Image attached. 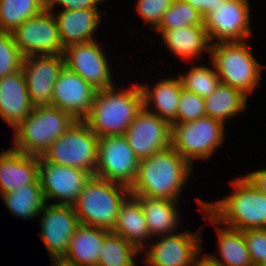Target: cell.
<instances>
[{
    "label": "cell",
    "instance_id": "obj_1",
    "mask_svg": "<svg viewBox=\"0 0 266 266\" xmlns=\"http://www.w3.org/2000/svg\"><path fill=\"white\" fill-rule=\"evenodd\" d=\"M191 164L171 146L139 162L136 179L129 188L134 197L177 201L190 175Z\"/></svg>",
    "mask_w": 266,
    "mask_h": 266
},
{
    "label": "cell",
    "instance_id": "obj_2",
    "mask_svg": "<svg viewBox=\"0 0 266 266\" xmlns=\"http://www.w3.org/2000/svg\"><path fill=\"white\" fill-rule=\"evenodd\" d=\"M231 195L214 203L197 198L201 211L213 224L237 230L266 229V194L259 191L245 176L231 181Z\"/></svg>",
    "mask_w": 266,
    "mask_h": 266
},
{
    "label": "cell",
    "instance_id": "obj_3",
    "mask_svg": "<svg viewBox=\"0 0 266 266\" xmlns=\"http://www.w3.org/2000/svg\"><path fill=\"white\" fill-rule=\"evenodd\" d=\"M115 87L98 90L91 111L84 119L98 136L124 135L144 107L141 87L134 85L116 91Z\"/></svg>",
    "mask_w": 266,
    "mask_h": 266
},
{
    "label": "cell",
    "instance_id": "obj_4",
    "mask_svg": "<svg viewBox=\"0 0 266 266\" xmlns=\"http://www.w3.org/2000/svg\"><path fill=\"white\" fill-rule=\"evenodd\" d=\"M76 121L69 113L52 105L37 106L14 128L13 149L42 157L53 141L60 138Z\"/></svg>",
    "mask_w": 266,
    "mask_h": 266
},
{
    "label": "cell",
    "instance_id": "obj_5",
    "mask_svg": "<svg viewBox=\"0 0 266 266\" xmlns=\"http://www.w3.org/2000/svg\"><path fill=\"white\" fill-rule=\"evenodd\" d=\"M128 187L92 176L73 204L79 223L112 231Z\"/></svg>",
    "mask_w": 266,
    "mask_h": 266
},
{
    "label": "cell",
    "instance_id": "obj_6",
    "mask_svg": "<svg viewBox=\"0 0 266 266\" xmlns=\"http://www.w3.org/2000/svg\"><path fill=\"white\" fill-rule=\"evenodd\" d=\"M210 54L221 83L239 90L247 97L259 84L263 66L255 60L244 41H215L211 44Z\"/></svg>",
    "mask_w": 266,
    "mask_h": 266
},
{
    "label": "cell",
    "instance_id": "obj_7",
    "mask_svg": "<svg viewBox=\"0 0 266 266\" xmlns=\"http://www.w3.org/2000/svg\"><path fill=\"white\" fill-rule=\"evenodd\" d=\"M99 137L84 120H76L53 141L42 155L45 161L82 169L94 176L98 160Z\"/></svg>",
    "mask_w": 266,
    "mask_h": 266
},
{
    "label": "cell",
    "instance_id": "obj_8",
    "mask_svg": "<svg viewBox=\"0 0 266 266\" xmlns=\"http://www.w3.org/2000/svg\"><path fill=\"white\" fill-rule=\"evenodd\" d=\"M225 124L202 117L171 125L170 146L191 165L193 159H209L224 141Z\"/></svg>",
    "mask_w": 266,
    "mask_h": 266
},
{
    "label": "cell",
    "instance_id": "obj_9",
    "mask_svg": "<svg viewBox=\"0 0 266 266\" xmlns=\"http://www.w3.org/2000/svg\"><path fill=\"white\" fill-rule=\"evenodd\" d=\"M139 162L124 135L99 137L95 177L130 188L136 179Z\"/></svg>",
    "mask_w": 266,
    "mask_h": 266
},
{
    "label": "cell",
    "instance_id": "obj_10",
    "mask_svg": "<svg viewBox=\"0 0 266 266\" xmlns=\"http://www.w3.org/2000/svg\"><path fill=\"white\" fill-rule=\"evenodd\" d=\"M248 0H224L204 16L210 41L242 42L251 36Z\"/></svg>",
    "mask_w": 266,
    "mask_h": 266
},
{
    "label": "cell",
    "instance_id": "obj_11",
    "mask_svg": "<svg viewBox=\"0 0 266 266\" xmlns=\"http://www.w3.org/2000/svg\"><path fill=\"white\" fill-rule=\"evenodd\" d=\"M14 42L24 57L30 55L63 54L58 26L52 12L44 10L34 18L23 22L11 32Z\"/></svg>",
    "mask_w": 266,
    "mask_h": 266
},
{
    "label": "cell",
    "instance_id": "obj_12",
    "mask_svg": "<svg viewBox=\"0 0 266 266\" xmlns=\"http://www.w3.org/2000/svg\"><path fill=\"white\" fill-rule=\"evenodd\" d=\"M38 165V178L46 203L57 199L60 202L56 204L73 205L92 177L82 169L57 165L42 157H38Z\"/></svg>",
    "mask_w": 266,
    "mask_h": 266
},
{
    "label": "cell",
    "instance_id": "obj_13",
    "mask_svg": "<svg viewBox=\"0 0 266 266\" xmlns=\"http://www.w3.org/2000/svg\"><path fill=\"white\" fill-rule=\"evenodd\" d=\"M65 66L95 90L113 87L110 65L96 41L73 44L64 49Z\"/></svg>",
    "mask_w": 266,
    "mask_h": 266
},
{
    "label": "cell",
    "instance_id": "obj_14",
    "mask_svg": "<svg viewBox=\"0 0 266 266\" xmlns=\"http://www.w3.org/2000/svg\"><path fill=\"white\" fill-rule=\"evenodd\" d=\"M124 136L141 160L170 147L171 125L143 107Z\"/></svg>",
    "mask_w": 266,
    "mask_h": 266
},
{
    "label": "cell",
    "instance_id": "obj_15",
    "mask_svg": "<svg viewBox=\"0 0 266 266\" xmlns=\"http://www.w3.org/2000/svg\"><path fill=\"white\" fill-rule=\"evenodd\" d=\"M64 66L63 54L24 57L22 70L34 107L51 105L53 88Z\"/></svg>",
    "mask_w": 266,
    "mask_h": 266
},
{
    "label": "cell",
    "instance_id": "obj_16",
    "mask_svg": "<svg viewBox=\"0 0 266 266\" xmlns=\"http://www.w3.org/2000/svg\"><path fill=\"white\" fill-rule=\"evenodd\" d=\"M41 214L40 235L50 258L65 256L70 239L80 224L73 205L46 203Z\"/></svg>",
    "mask_w": 266,
    "mask_h": 266
},
{
    "label": "cell",
    "instance_id": "obj_17",
    "mask_svg": "<svg viewBox=\"0 0 266 266\" xmlns=\"http://www.w3.org/2000/svg\"><path fill=\"white\" fill-rule=\"evenodd\" d=\"M201 231L163 235L158 242L145 252L149 266H192L194 259L202 251Z\"/></svg>",
    "mask_w": 266,
    "mask_h": 266
},
{
    "label": "cell",
    "instance_id": "obj_18",
    "mask_svg": "<svg viewBox=\"0 0 266 266\" xmlns=\"http://www.w3.org/2000/svg\"><path fill=\"white\" fill-rule=\"evenodd\" d=\"M97 90L66 66L60 71L52 94L51 105L84 120L91 111Z\"/></svg>",
    "mask_w": 266,
    "mask_h": 266
},
{
    "label": "cell",
    "instance_id": "obj_19",
    "mask_svg": "<svg viewBox=\"0 0 266 266\" xmlns=\"http://www.w3.org/2000/svg\"><path fill=\"white\" fill-rule=\"evenodd\" d=\"M23 70L0 79V116L16 128L33 111Z\"/></svg>",
    "mask_w": 266,
    "mask_h": 266
},
{
    "label": "cell",
    "instance_id": "obj_20",
    "mask_svg": "<svg viewBox=\"0 0 266 266\" xmlns=\"http://www.w3.org/2000/svg\"><path fill=\"white\" fill-rule=\"evenodd\" d=\"M38 157L13 148L0 153V194L39 182Z\"/></svg>",
    "mask_w": 266,
    "mask_h": 266
},
{
    "label": "cell",
    "instance_id": "obj_21",
    "mask_svg": "<svg viewBox=\"0 0 266 266\" xmlns=\"http://www.w3.org/2000/svg\"><path fill=\"white\" fill-rule=\"evenodd\" d=\"M55 16L63 48L93 41L96 28L101 21L99 9L62 10Z\"/></svg>",
    "mask_w": 266,
    "mask_h": 266
},
{
    "label": "cell",
    "instance_id": "obj_22",
    "mask_svg": "<svg viewBox=\"0 0 266 266\" xmlns=\"http://www.w3.org/2000/svg\"><path fill=\"white\" fill-rule=\"evenodd\" d=\"M140 87L143 95L144 108L147 111L156 114L170 125L177 123L178 104L182 90L179 78L161 79L152 90L147 85H140ZM151 102L155 105V112L149 109Z\"/></svg>",
    "mask_w": 266,
    "mask_h": 266
},
{
    "label": "cell",
    "instance_id": "obj_23",
    "mask_svg": "<svg viewBox=\"0 0 266 266\" xmlns=\"http://www.w3.org/2000/svg\"><path fill=\"white\" fill-rule=\"evenodd\" d=\"M111 232L120 235L142 252L146 246L144 240L151 239V235L140 201L136 197L130 195L121 204Z\"/></svg>",
    "mask_w": 266,
    "mask_h": 266
},
{
    "label": "cell",
    "instance_id": "obj_24",
    "mask_svg": "<svg viewBox=\"0 0 266 266\" xmlns=\"http://www.w3.org/2000/svg\"><path fill=\"white\" fill-rule=\"evenodd\" d=\"M111 231L79 224L70 239L65 258L74 261L78 266H97L99 251L104 238Z\"/></svg>",
    "mask_w": 266,
    "mask_h": 266
},
{
    "label": "cell",
    "instance_id": "obj_25",
    "mask_svg": "<svg viewBox=\"0 0 266 266\" xmlns=\"http://www.w3.org/2000/svg\"><path fill=\"white\" fill-rule=\"evenodd\" d=\"M167 48L181 59H192L203 53H210L211 42L204 26L179 27L162 35ZM210 42V43H209Z\"/></svg>",
    "mask_w": 266,
    "mask_h": 266
},
{
    "label": "cell",
    "instance_id": "obj_26",
    "mask_svg": "<svg viewBox=\"0 0 266 266\" xmlns=\"http://www.w3.org/2000/svg\"><path fill=\"white\" fill-rule=\"evenodd\" d=\"M144 212L148 231L153 237L173 233L178 226L177 201L159 198L136 197Z\"/></svg>",
    "mask_w": 266,
    "mask_h": 266
},
{
    "label": "cell",
    "instance_id": "obj_27",
    "mask_svg": "<svg viewBox=\"0 0 266 266\" xmlns=\"http://www.w3.org/2000/svg\"><path fill=\"white\" fill-rule=\"evenodd\" d=\"M247 98L239 90L220 82L216 90L204 99L206 116L225 124V120L246 108Z\"/></svg>",
    "mask_w": 266,
    "mask_h": 266
},
{
    "label": "cell",
    "instance_id": "obj_28",
    "mask_svg": "<svg viewBox=\"0 0 266 266\" xmlns=\"http://www.w3.org/2000/svg\"><path fill=\"white\" fill-rule=\"evenodd\" d=\"M215 227L218 232V250L224 262L215 255L208 256L220 266H253L243 231Z\"/></svg>",
    "mask_w": 266,
    "mask_h": 266
},
{
    "label": "cell",
    "instance_id": "obj_29",
    "mask_svg": "<svg viewBox=\"0 0 266 266\" xmlns=\"http://www.w3.org/2000/svg\"><path fill=\"white\" fill-rule=\"evenodd\" d=\"M4 204L11 214L23 219L38 216L46 204L40 183L28 184L12 192L2 194Z\"/></svg>",
    "mask_w": 266,
    "mask_h": 266
},
{
    "label": "cell",
    "instance_id": "obj_30",
    "mask_svg": "<svg viewBox=\"0 0 266 266\" xmlns=\"http://www.w3.org/2000/svg\"><path fill=\"white\" fill-rule=\"evenodd\" d=\"M45 10V0H0V31L11 33Z\"/></svg>",
    "mask_w": 266,
    "mask_h": 266
},
{
    "label": "cell",
    "instance_id": "obj_31",
    "mask_svg": "<svg viewBox=\"0 0 266 266\" xmlns=\"http://www.w3.org/2000/svg\"><path fill=\"white\" fill-rule=\"evenodd\" d=\"M138 253L140 251L133 244L110 232L100 248L97 266H135L134 258Z\"/></svg>",
    "mask_w": 266,
    "mask_h": 266
},
{
    "label": "cell",
    "instance_id": "obj_32",
    "mask_svg": "<svg viewBox=\"0 0 266 266\" xmlns=\"http://www.w3.org/2000/svg\"><path fill=\"white\" fill-rule=\"evenodd\" d=\"M186 26H204V17L189 3L174 0L172 6L163 14L162 20L155 30L162 35L168 30Z\"/></svg>",
    "mask_w": 266,
    "mask_h": 266
},
{
    "label": "cell",
    "instance_id": "obj_33",
    "mask_svg": "<svg viewBox=\"0 0 266 266\" xmlns=\"http://www.w3.org/2000/svg\"><path fill=\"white\" fill-rule=\"evenodd\" d=\"M182 88L206 98L209 97L220 83L216 69L206 66H194L186 75H179Z\"/></svg>",
    "mask_w": 266,
    "mask_h": 266
},
{
    "label": "cell",
    "instance_id": "obj_34",
    "mask_svg": "<svg viewBox=\"0 0 266 266\" xmlns=\"http://www.w3.org/2000/svg\"><path fill=\"white\" fill-rule=\"evenodd\" d=\"M23 59L12 34L0 31V79L21 70Z\"/></svg>",
    "mask_w": 266,
    "mask_h": 266
},
{
    "label": "cell",
    "instance_id": "obj_35",
    "mask_svg": "<svg viewBox=\"0 0 266 266\" xmlns=\"http://www.w3.org/2000/svg\"><path fill=\"white\" fill-rule=\"evenodd\" d=\"M204 98L182 88L177 111V123L191 122L205 117Z\"/></svg>",
    "mask_w": 266,
    "mask_h": 266
},
{
    "label": "cell",
    "instance_id": "obj_36",
    "mask_svg": "<svg viewBox=\"0 0 266 266\" xmlns=\"http://www.w3.org/2000/svg\"><path fill=\"white\" fill-rule=\"evenodd\" d=\"M174 0H138L136 7L139 15L150 24L151 29H156L160 24L163 14L172 6Z\"/></svg>",
    "mask_w": 266,
    "mask_h": 266
},
{
    "label": "cell",
    "instance_id": "obj_37",
    "mask_svg": "<svg viewBox=\"0 0 266 266\" xmlns=\"http://www.w3.org/2000/svg\"><path fill=\"white\" fill-rule=\"evenodd\" d=\"M253 266L266 264V229L243 231Z\"/></svg>",
    "mask_w": 266,
    "mask_h": 266
},
{
    "label": "cell",
    "instance_id": "obj_38",
    "mask_svg": "<svg viewBox=\"0 0 266 266\" xmlns=\"http://www.w3.org/2000/svg\"><path fill=\"white\" fill-rule=\"evenodd\" d=\"M105 0H45V10L53 9L54 4L63 6V10L98 9L97 5Z\"/></svg>",
    "mask_w": 266,
    "mask_h": 266
},
{
    "label": "cell",
    "instance_id": "obj_39",
    "mask_svg": "<svg viewBox=\"0 0 266 266\" xmlns=\"http://www.w3.org/2000/svg\"><path fill=\"white\" fill-rule=\"evenodd\" d=\"M183 2L189 3L194 9L198 10L203 17L213 10V7L217 6L220 1L224 0H182Z\"/></svg>",
    "mask_w": 266,
    "mask_h": 266
},
{
    "label": "cell",
    "instance_id": "obj_40",
    "mask_svg": "<svg viewBox=\"0 0 266 266\" xmlns=\"http://www.w3.org/2000/svg\"><path fill=\"white\" fill-rule=\"evenodd\" d=\"M245 177L261 192L266 194V168L245 175Z\"/></svg>",
    "mask_w": 266,
    "mask_h": 266
},
{
    "label": "cell",
    "instance_id": "obj_41",
    "mask_svg": "<svg viewBox=\"0 0 266 266\" xmlns=\"http://www.w3.org/2000/svg\"><path fill=\"white\" fill-rule=\"evenodd\" d=\"M192 266H220L217 262L213 261L208 255H203L199 259V255L194 259Z\"/></svg>",
    "mask_w": 266,
    "mask_h": 266
},
{
    "label": "cell",
    "instance_id": "obj_42",
    "mask_svg": "<svg viewBox=\"0 0 266 266\" xmlns=\"http://www.w3.org/2000/svg\"><path fill=\"white\" fill-rule=\"evenodd\" d=\"M52 266H78L74 261L62 257H51Z\"/></svg>",
    "mask_w": 266,
    "mask_h": 266
}]
</instances>
